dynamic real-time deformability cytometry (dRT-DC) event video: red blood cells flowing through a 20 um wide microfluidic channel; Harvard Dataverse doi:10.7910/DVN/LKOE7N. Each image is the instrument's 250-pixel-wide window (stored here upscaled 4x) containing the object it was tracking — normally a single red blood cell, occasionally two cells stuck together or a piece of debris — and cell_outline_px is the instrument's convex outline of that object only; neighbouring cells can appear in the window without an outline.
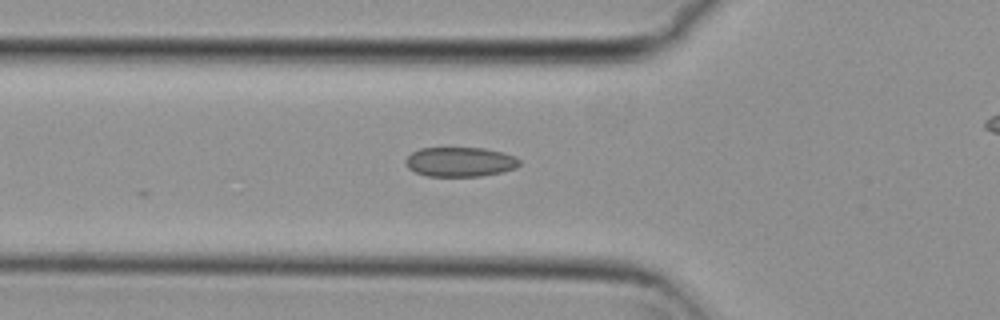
{"species": "common noctule bat (a hibernating species)", "species_latin": "Nyctalus noctula", "temperature_condition": "cold", "stored_images_in_passage": 17, "camera_frame_rate_fps": 3000, "um_per_image_px": 0.085, "animal": {"sex": "female", "body_mass_g": 29.2, "forearm_length_mm": 56.3}, "frame": {"image": 1, "passage_image": 10, "time_ms": 3.0, "image_size_px": [1000, 320], "cell_outline_px": [[520, 164], [516, 168], [500, 172], [480, 176], [428, 176], [416, 172], [408, 168], [404, 160], [412, 152], [420, 148], [484, 148], [504, 152], [516, 156], [520, 160]], "centroid_in_image_um": [39.12, 13.75], "position_along_channel_um": 86.7, "area_um2": 19.65}}
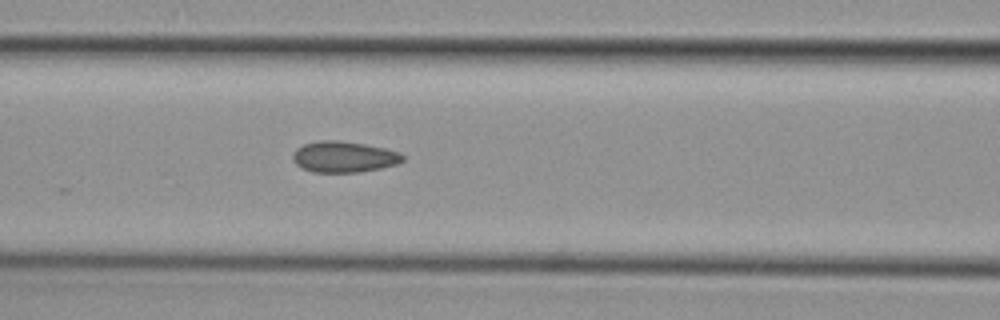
{"frame": {"image": 2, "passage_image": 14, "time_ms": 4.333, "image_size_px": [1000, 320], "cell_outline_px": [[404, 160], [396, 164], [380, 168], [360, 172], [312, 172], [300, 168], [292, 160], [292, 156], [296, 148], [304, 144], [320, 140], [340, 140], [364, 144], [384, 148], [400, 152], [404, 156]], "centroid_in_image_um": [29.2, 13.33], "position_along_channel_um": 137.4, "area_um2": 20.0}}